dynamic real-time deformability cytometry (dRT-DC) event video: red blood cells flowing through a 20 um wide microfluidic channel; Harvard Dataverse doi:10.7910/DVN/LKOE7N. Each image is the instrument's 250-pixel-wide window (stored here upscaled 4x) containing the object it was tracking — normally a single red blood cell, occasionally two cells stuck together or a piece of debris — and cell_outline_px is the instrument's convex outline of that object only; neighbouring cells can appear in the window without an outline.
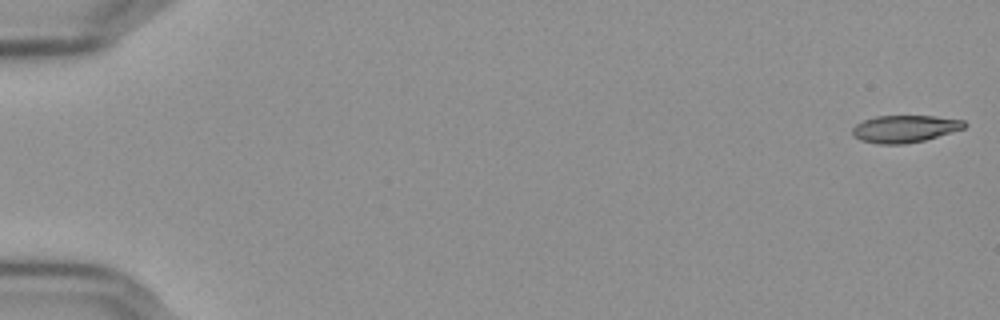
{"species": "Egyptian fruit bat (a non-hibernating species)", "species_latin": "Rousettus aegyptiacus", "temperature_condition": "cold", "stored_images_in_passage": 17, "camera_frame_rate_fps": 3000, "um_per_image_px": 0.085, "frame": {"image": 1, "passage_image": 1, "time_ms": 0.0, "image_size_px": [1000, 320], "cell_outline_px": [[968, 124], [964, 128], [924, 140], [904, 144], [876, 144], [860, 140], [852, 132], [852, 128], [856, 124], [864, 120], [876, 116], [932, 116], [964, 120]], "centroid_in_image_um": [76.9, 10.95], "position_along_channel_um": 8.1, "area_um2": 17.63}}
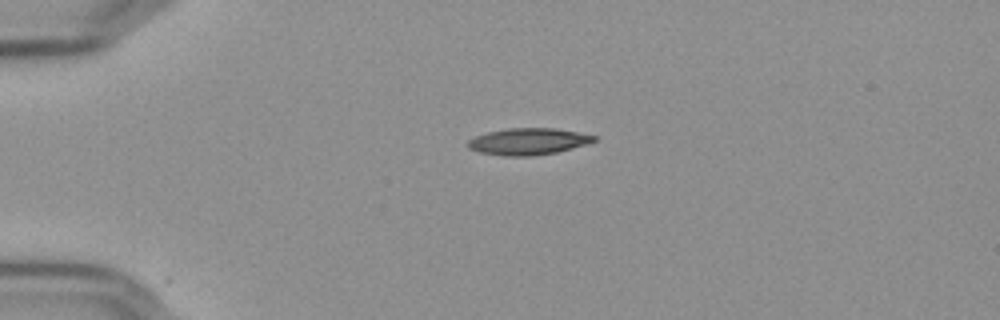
{"frame": {"image": 2, "passage_image": 14, "time_ms": 4.333, "image_size_px": [1000, 320], "cell_outline_px": [[596, 140], [572, 148], [556, 152], [528, 156], [508, 156], [480, 152], [468, 148], [464, 144], [468, 140], [476, 136], [488, 132], [508, 128], [556, 128], [596, 136]], "centroid_in_image_um": [44.84, 12.02], "position_along_channel_um": 40.2, "area_um2": 19.36}}